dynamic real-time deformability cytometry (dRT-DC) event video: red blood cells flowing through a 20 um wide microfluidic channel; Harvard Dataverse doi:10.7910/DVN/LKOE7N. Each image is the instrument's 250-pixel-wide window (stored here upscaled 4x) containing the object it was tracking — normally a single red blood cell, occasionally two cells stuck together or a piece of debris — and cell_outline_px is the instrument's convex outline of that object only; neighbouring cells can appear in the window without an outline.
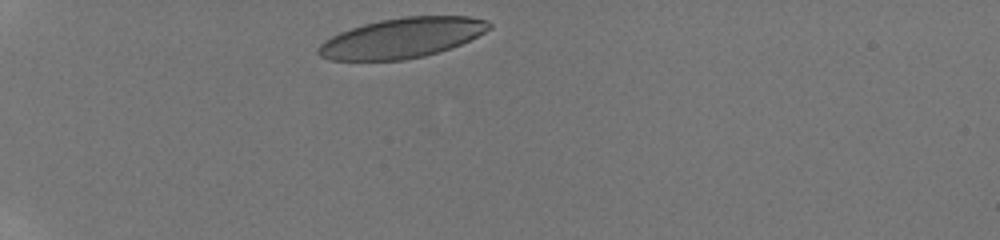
{"species": "human", "species_latin": "Homo sapiens", "temperature_condition": "room temperature", "stored_images_in_passage": 14, "camera_frame_rate_fps": 3000, "um_per_image_px": 0.085, "donor": {"sex": "male"}, "frame": {"image": 1, "passage_image": 1, "time_ms": 0.0, "image_size_px": [1000, 240], "cell_outline_px": [[492, 28], [452, 48], [424, 56], [404, 60], [332, 60], [320, 56], [316, 52], [316, 48], [324, 40], [340, 32], [364, 24], [380, 20], [404, 16], [468, 16], [488, 20], [492, 24]], "centroid_in_image_um": [34.17, 3.22], "position_along_channel_um": 50.8, "area_um2": 39.82}}
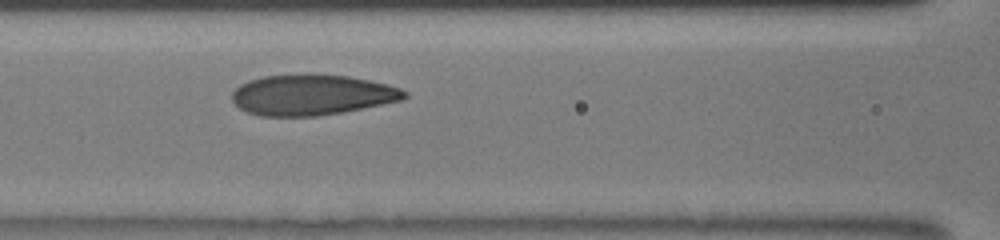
{"frame": {"image": 2, "passage_image": 9, "time_ms": 3.333, "image_size_px": [1000, 240], "cell_outline_px": [[408, 96], [404, 100], [340, 112], [316, 116], [260, 116], [248, 112], [240, 108], [232, 100], [232, 92], [240, 84], [248, 80], [264, 76], [304, 72], [308, 72], [348, 76], [388, 84], [400, 88], [408, 92]], "centroid_in_image_um": [26.51, 8.03], "position_along_channel_um": 140.1, "area_um2": 41.33}}
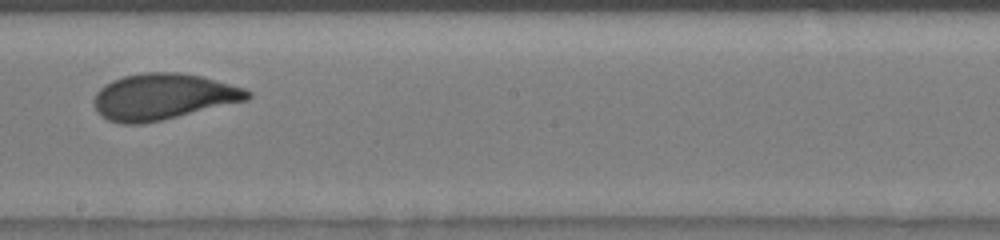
{"frame": {"image": 3, "passage_image": 13, "time_ms": 5.667, "image_size_px": [1000, 240], "cell_outline_px": [[252, 96], [248, 100], [144, 124], [120, 124], [108, 120], [100, 116], [96, 112], [92, 100], [96, 92], [104, 84], [112, 80], [124, 76], [144, 72], [176, 72], [200, 76], [244, 88], [252, 92]], "centroid_in_image_um": [13.81, 8.23], "position_along_channel_um": 234.4, "area_um2": 41.44}}